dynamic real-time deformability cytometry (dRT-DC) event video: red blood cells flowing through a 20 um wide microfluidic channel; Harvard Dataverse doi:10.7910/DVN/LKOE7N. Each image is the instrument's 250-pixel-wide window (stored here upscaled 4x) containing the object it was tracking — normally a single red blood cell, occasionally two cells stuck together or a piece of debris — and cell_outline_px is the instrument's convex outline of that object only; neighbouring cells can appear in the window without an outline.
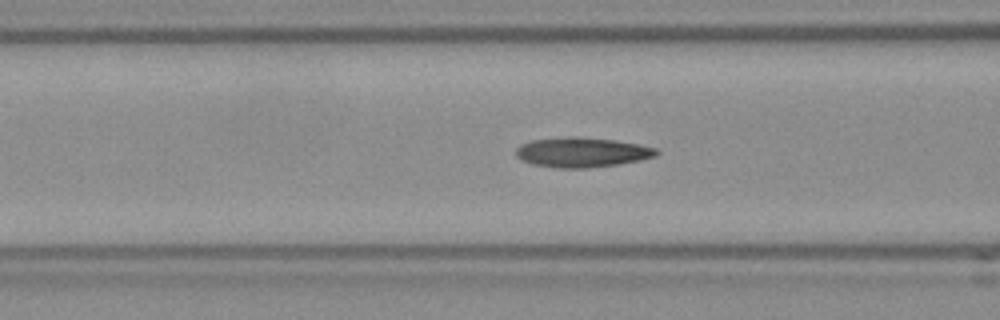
{"species": "Egyptian fruit bat (a non-hibernating species)", "species_latin": "Rousettus aegyptiacus", "temperature_condition": "room temperature", "stored_images_in_passage": 42, "camera_frame_rate_fps": 3000, "um_per_image_px": 0.085, "frame": {"image": 1, "passage_image": 19, "time_ms": 6.0, "image_size_px": [1000, 320], "cell_outline_px": [[660, 152], [656, 156], [640, 160], [616, 164], [588, 168], [560, 168], [532, 164], [520, 160], [516, 156], [516, 148], [520, 144], [532, 140], [568, 136], [572, 136], [612, 140], [640, 144], [656, 148]], "centroid_in_image_um": [49.44, 12.94], "position_along_channel_um": 117.2, "area_um2": 24.39}, "authors_computed_cell_mechanics": {"area_um2": 23.0911, "velocity_mm_per_s": 3.8189, "shape_relaxation_time_tau1_ms": null, "shape_relaxation_time_tau2_ms": 2.6141, "deformation_change_tau1": null, "deformation_change_tau2": 0.107}}